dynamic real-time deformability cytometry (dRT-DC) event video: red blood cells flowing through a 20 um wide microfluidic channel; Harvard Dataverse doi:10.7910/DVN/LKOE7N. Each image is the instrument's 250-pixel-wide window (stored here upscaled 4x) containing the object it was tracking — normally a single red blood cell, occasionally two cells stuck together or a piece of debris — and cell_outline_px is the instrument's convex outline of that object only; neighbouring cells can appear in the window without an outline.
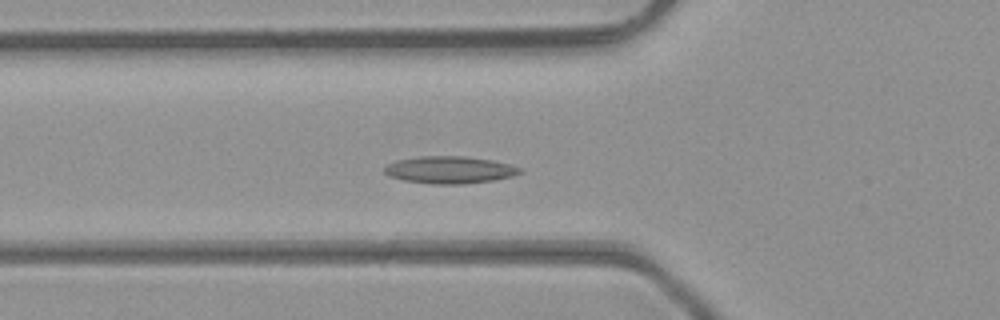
{"species": "common noctule bat (a hibernating species)", "species_latin": "Nyctalus noctula", "temperature_condition": "room temperature", "stored_images_in_passage": 33, "camera_frame_rate_fps": 3000, "um_per_image_px": 0.085, "animal": {"sex": "male", "body_mass_g": 23.1, "forearm_length_mm": 52.7}, "frame": {"image": 1, "passage_image": 6, "time_ms": 1.667, "image_size_px": [1000, 320], "cell_outline_px": [[524, 172], [512, 176], [496, 180], [464, 184], [432, 184], [404, 180], [388, 176], [384, 172], [384, 164], [396, 160], [420, 156], [464, 156], [492, 160], [524, 168]], "centroid_in_image_um": [38.22, 14.44], "position_along_channel_um": 87.6, "area_um2": 21.79}}
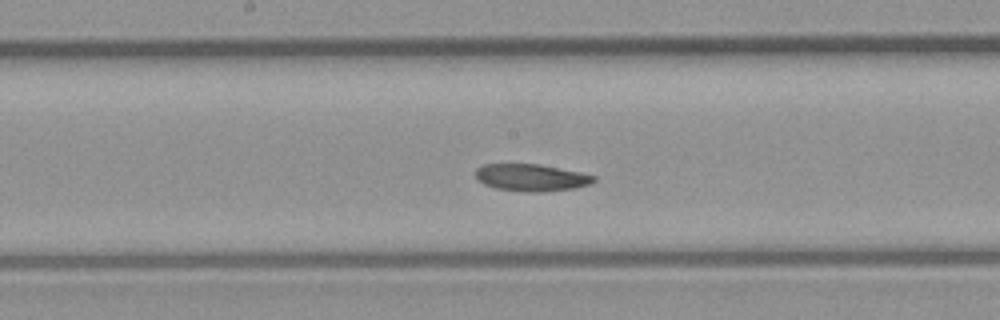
{"frame": {"image": 2, "passage_image": 14, "time_ms": 4.333, "image_size_px": [1000, 320], "cell_outline_px": [[596, 180], [588, 184], [576, 188], [540, 192], [528, 192], [496, 188], [484, 184], [476, 180], [476, 168], [484, 164], [540, 164], [580, 172], [596, 176]], "centroid_in_image_um": [45.15, 15.09], "position_along_channel_um": 203.1, "area_um2": 18.67}}
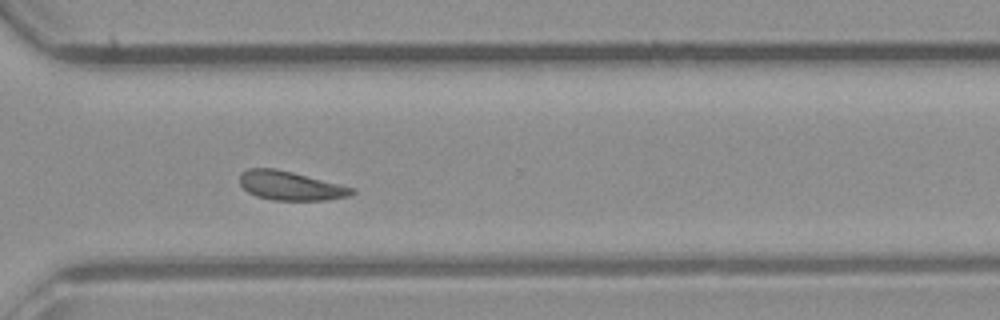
{"frame": {"image": 3, "passage_image": 24, "time_ms": 7.667, "image_size_px": [1000, 320], "cell_outline_px": [[356, 192], [348, 196], [328, 200], [272, 200], [256, 196], [248, 192], [240, 184], [240, 172], [248, 168], [276, 168], [356, 188]], "centroid_in_image_um": [24.69, 15.78], "position_along_channel_um": 345.9, "area_um2": 19.02}, "authors_computed_cell_mechanics": {"area_um2": 19.0162, "velocity_mm_per_s": 4.2937, "shape_relaxation_time_tau1_ms": null, "shape_relaxation_time_tau2_ms": 7.4115, "deformation_change_tau1": null, "deformation_change_tau2": 0.1577}}